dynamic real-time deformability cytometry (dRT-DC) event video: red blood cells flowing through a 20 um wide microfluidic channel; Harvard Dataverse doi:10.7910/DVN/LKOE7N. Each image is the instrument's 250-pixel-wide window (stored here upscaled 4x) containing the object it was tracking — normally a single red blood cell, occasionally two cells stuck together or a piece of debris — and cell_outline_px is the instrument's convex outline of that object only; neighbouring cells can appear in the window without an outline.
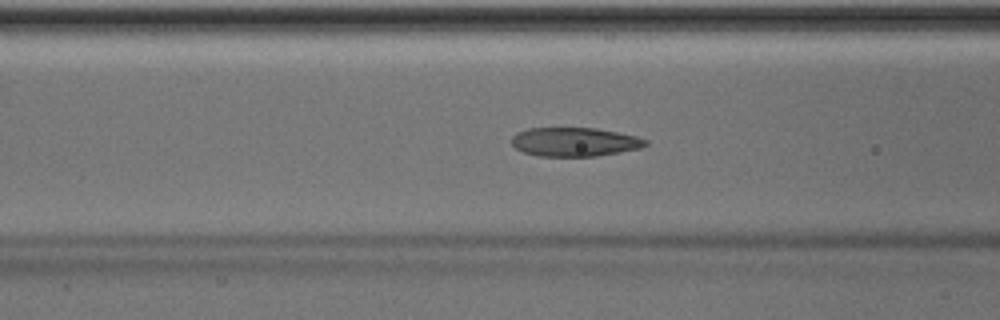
{"species": "Egyptian fruit bat (a non-hibernating species)", "species_latin": "Rousettus aegyptiacus", "temperature_condition": "room temperature", "stored_images_in_passage": 44, "camera_frame_rate_fps": 3000, "um_per_image_px": 0.085, "animal": {"sex": "male"}, "frame": {"image": 1, "passage_image": 14, "time_ms": 4.333, "image_size_px": [1000, 320], "cell_outline_px": [[648, 144], [640, 148], [620, 152], [596, 156], [536, 156], [524, 152], [516, 148], [512, 144], [512, 136], [516, 132], [528, 128], [596, 128], [636, 136], [648, 140]], "centroid_in_image_um": [48.83, 12.06], "position_along_channel_um": 117.8, "area_um2": 22.54}}
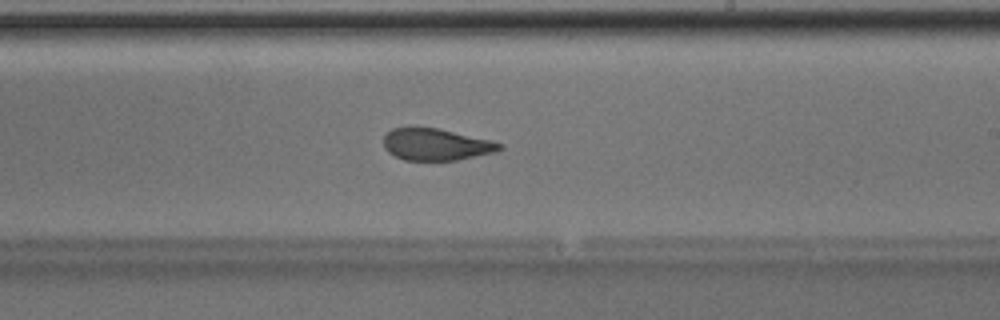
{"frame": {"image": 2, "passage_image": 24, "time_ms": 7.667, "image_size_px": [1000, 320], "cell_outline_px": [[504, 148], [496, 152], [456, 160], [404, 160], [388, 152], [384, 148], [384, 136], [392, 128], [416, 124], [436, 128], [492, 140], [504, 144]], "centroid_in_image_um": [37.05, 12.24], "position_along_channel_um": 252.0, "area_um2": 22.02}}
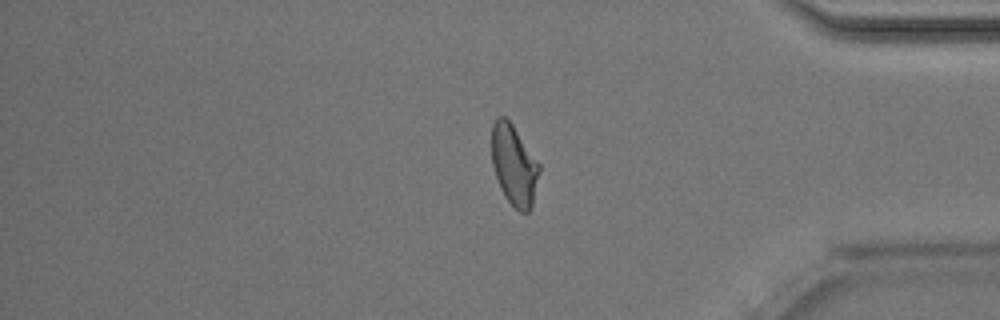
{"frame": {"image": 3, "passage_image": 36, "time_ms": 11.667, "image_size_px": [1000, 320], "cell_outline_px": [[540, 172], [532, 204], [528, 212], [520, 212], [504, 196], [500, 188], [492, 164], [492, 124], [496, 116], [504, 116], [512, 124], [540, 164]], "centroid_in_image_um": [43.69, 14.02], "position_along_channel_um": 391.5, "area_um2": 22.2}, "authors_computed_cell_mechanics": {"area_um2": 22.9177, "velocity_mm_per_s": 4.0432, "shape_relaxation_time_tau1_ms": 6.3385, "shape_relaxation_time_tau2_ms": 1.5855, "deformation_change_tau1": 0.1983, "deformation_change_tau2": 0.0893}}